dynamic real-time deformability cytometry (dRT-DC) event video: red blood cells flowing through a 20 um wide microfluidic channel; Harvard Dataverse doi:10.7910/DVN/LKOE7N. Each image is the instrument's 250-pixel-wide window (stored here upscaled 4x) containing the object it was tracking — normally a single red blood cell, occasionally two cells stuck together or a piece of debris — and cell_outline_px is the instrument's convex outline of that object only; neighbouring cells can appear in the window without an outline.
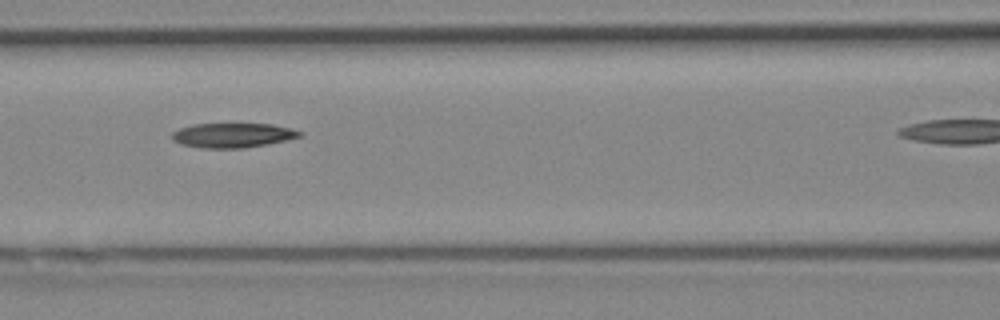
{"species": "Egyptian fruit bat (a non-hibernating species)", "species_latin": "Rousettus aegyptiacus", "temperature_condition": "cold", "stored_images_in_passage": 9, "camera_frame_rate_fps": 3000, "um_per_image_px": 0.085, "animal": {"sex": "female"}, "frame": {"image": 1, "passage_image": 6, "time_ms": 1.667, "image_size_px": [1000, 320], "cell_outline_px": [[304, 132], [300, 136], [268, 144], [244, 148], [200, 148], [180, 144], [172, 140], [172, 132], [180, 128], [192, 124], [272, 124], [292, 128]], "centroid_in_image_um": [19.76, 11.5], "position_along_channel_um": 146.8, "area_um2": 18.32}}
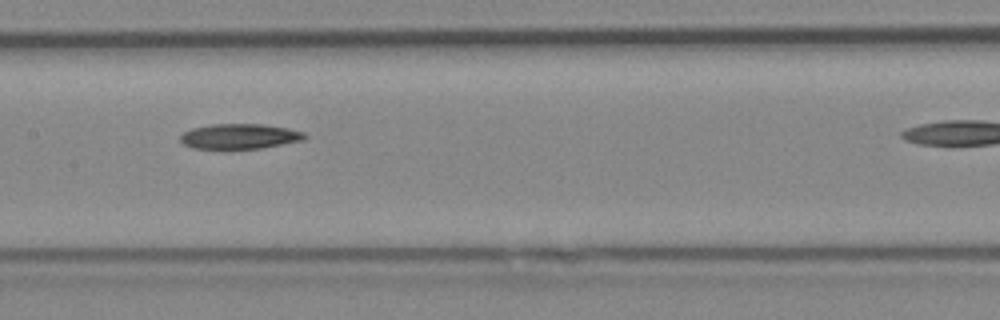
{"frame": {"image": 2, "passage_image": 7, "time_ms": 2.0, "image_size_px": [1000, 320], "cell_outline_px": [[308, 136], [304, 140], [260, 148], [224, 152], [220, 152], [192, 148], [184, 144], [180, 140], [180, 136], [184, 132], [192, 128], [212, 124], [264, 124], [288, 128], [304, 132]], "centroid_in_image_um": [20.32, 11.64], "position_along_channel_um": 187.1, "area_um2": 19.13}}